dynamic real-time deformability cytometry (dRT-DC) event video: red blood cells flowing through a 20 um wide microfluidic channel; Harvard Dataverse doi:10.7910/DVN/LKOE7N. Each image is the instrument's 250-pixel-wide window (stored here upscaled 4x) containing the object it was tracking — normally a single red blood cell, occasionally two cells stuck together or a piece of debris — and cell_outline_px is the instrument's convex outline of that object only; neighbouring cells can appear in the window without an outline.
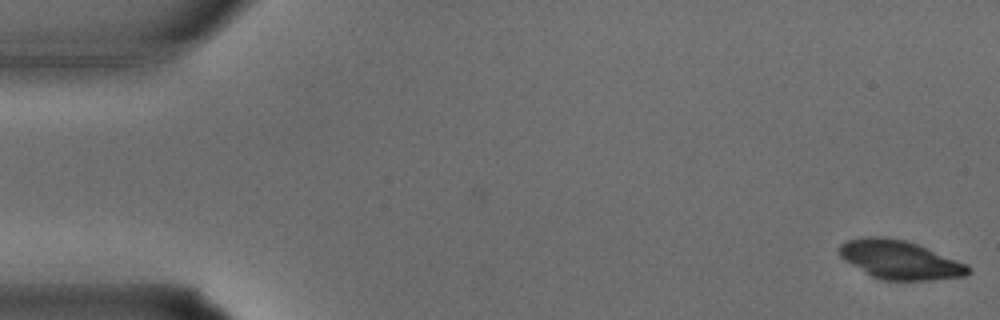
{"species": "common noctule bat (a hibernating species)", "species_latin": "Nyctalus noctula", "temperature_condition": "warm", "stored_images_in_passage": 25, "camera_frame_rate_fps": 3000, "um_per_image_px": 0.085, "animal": {"sex": "male", "body_mass_g": 15.6}, "frame": {"image": 1, "passage_image": 1, "time_ms": 0.0, "image_size_px": [1000, 320], "cell_outline_px": [[972, 272], [964, 276], [932, 280], [884, 280], [872, 276], [844, 260], [840, 256], [836, 248], [840, 244], [848, 240], [864, 236], [884, 236], [904, 240], [916, 244], [968, 264], [972, 268]], "centroid_in_image_um": [76.48, 22.08], "position_along_channel_um": 8.5, "area_um2": 29.07}}
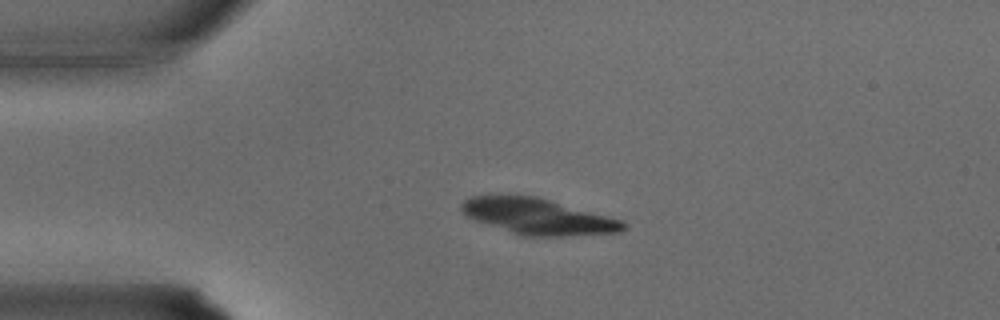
{"frame": {"image": 2, "passage_image": 8, "time_ms": 2.333, "image_size_px": [1000, 320], "cell_outline_px": [[628, 228], [620, 232], [564, 236], [524, 236], [476, 220], [468, 216], [460, 208], [460, 204], [464, 200], [472, 196], [488, 192], [536, 196], [620, 220], [628, 224]], "centroid_in_image_um": [45.66, 18.36], "position_along_channel_um": 39.3, "area_um2": 34.04}}